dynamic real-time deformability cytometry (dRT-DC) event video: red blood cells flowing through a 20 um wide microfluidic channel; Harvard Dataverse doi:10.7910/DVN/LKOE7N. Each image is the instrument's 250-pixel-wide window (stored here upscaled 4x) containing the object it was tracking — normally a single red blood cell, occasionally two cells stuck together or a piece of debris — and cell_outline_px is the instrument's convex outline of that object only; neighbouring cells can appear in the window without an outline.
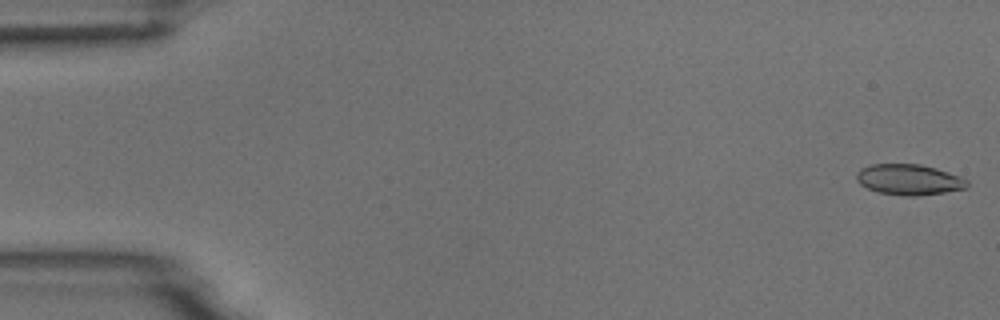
{"species": "common noctule bat (a hibernating species)", "species_latin": "Nyctalus noctula", "temperature_condition": "room temperature", "stored_images_in_passage": 6, "camera_frame_rate_fps": 3000, "um_per_image_px": 0.085, "animal": {"sex": "male", "body_mass_g": 18.8}, "frame": {"image": 1, "passage_image": 1, "time_ms": 0.0, "image_size_px": [1000, 320], "cell_outline_px": [[968, 188], [944, 192], [916, 196], [904, 196], [880, 192], [868, 188], [860, 184], [856, 180], [856, 172], [860, 168], [872, 164], [920, 164], [936, 168], [960, 176], [968, 180]], "centroid_in_image_um": [77.26, 15.26], "position_along_channel_um": 7.7, "area_um2": 19.83}}
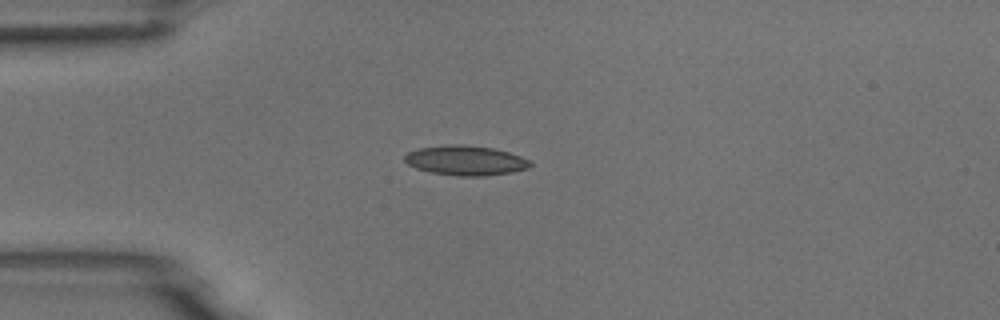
{"frame": {"image": 2, "passage_image": 5, "time_ms": 1.333, "image_size_px": [1000, 320], "cell_outline_px": [[532, 164], [528, 168], [512, 172], [484, 176], [460, 176], [432, 172], [416, 168], [408, 164], [404, 160], [404, 156], [408, 152], [416, 148], [448, 144], [460, 144], [492, 148], [508, 152], [520, 156], [528, 160]], "centroid_in_image_um": [39.55, 13.63], "position_along_channel_um": 45.5, "area_um2": 21.68}}
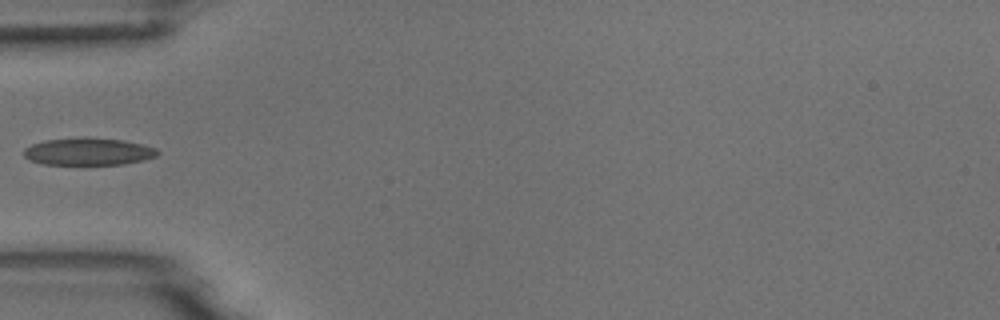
{"frame": {"image": 3, "passage_image": 6, "time_ms": 1.667, "image_size_px": [1000, 320], "cell_outline_px": [[160, 152], [156, 156], [144, 160], [124, 164], [44, 164], [28, 160], [24, 156], [24, 148], [32, 144], [44, 140], [124, 140], [156, 148]], "centroid_in_image_um": [7.51, 12.93], "position_along_channel_um": 77.5, "area_um2": 20.35}}